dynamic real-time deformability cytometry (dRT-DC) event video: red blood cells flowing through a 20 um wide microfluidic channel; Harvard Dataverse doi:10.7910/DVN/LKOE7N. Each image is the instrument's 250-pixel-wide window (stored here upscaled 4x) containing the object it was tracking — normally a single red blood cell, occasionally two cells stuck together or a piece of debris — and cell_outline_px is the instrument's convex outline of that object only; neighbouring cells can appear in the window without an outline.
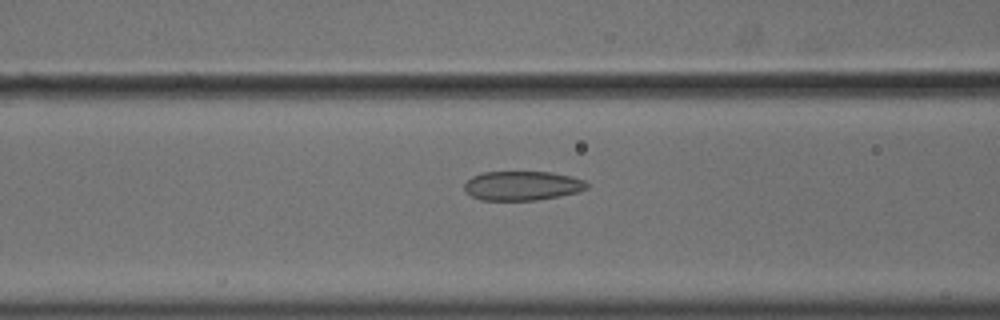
{"species": "common noctule bat (a hibernating species)", "species_latin": "Nyctalus noctula", "temperature_condition": "cold", "stored_images_in_passage": 45, "camera_frame_rate_fps": 3000, "um_per_image_px": 0.085, "animal": {"sex": "male", "body_mass_g": 18.8}, "frame": {"image": 1, "passage_image": 13, "time_ms": 4.0, "image_size_px": [1000, 320], "cell_outline_px": [[588, 188], [580, 192], [560, 196], [536, 200], [480, 200], [464, 192], [464, 184], [472, 176], [484, 172], [552, 172], [572, 176], [584, 180], [588, 184]], "centroid_in_image_um": [44.4, 15.79], "position_along_channel_um": 122.2, "area_um2": 21.1}}
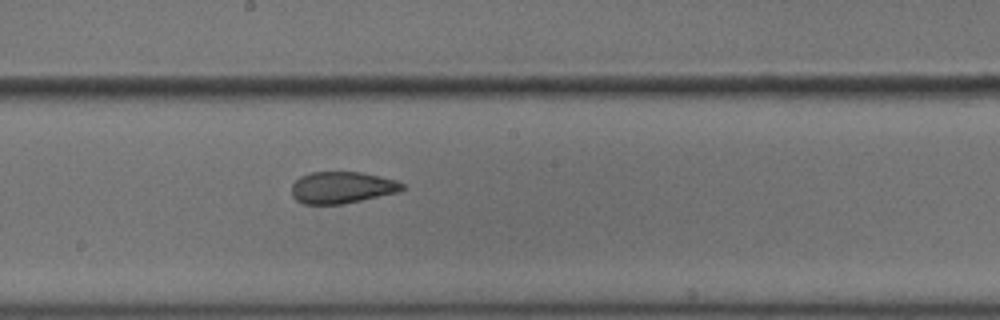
{"frame": {"image": 2, "passage_image": 21, "time_ms": 6.667, "image_size_px": [1000, 320], "cell_outline_px": [[404, 188], [400, 192], [344, 204], [304, 204], [296, 200], [292, 196], [292, 184], [300, 176], [312, 172], [360, 172], [396, 180], [404, 184]], "centroid_in_image_um": [29.07, 15.94], "position_along_channel_um": 219.1, "area_um2": 20.52}}
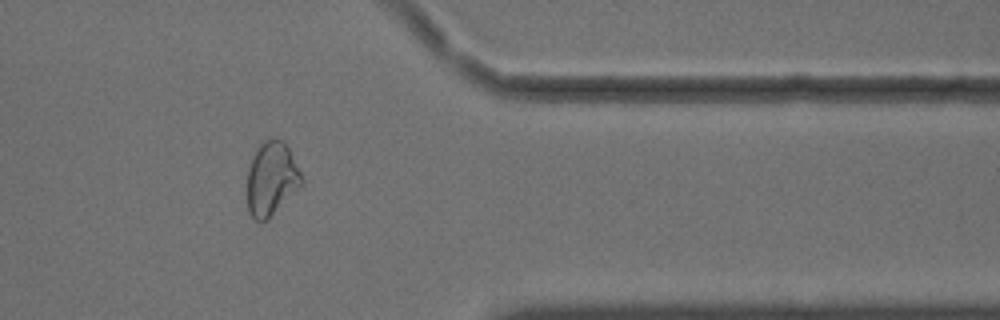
{"frame": {"image": 3, "passage_image": 36, "time_ms": 11.667, "image_size_px": [1000, 320], "cell_outline_px": [[304, 180], [268, 220], [256, 220], [248, 212], [248, 168], [256, 148], [264, 140], [272, 136], [276, 136], [288, 148]], "centroid_in_image_um": [23.05, 15.16], "position_along_channel_um": 388.4, "area_um2": 22.95}, "authors_computed_cell_mechanics": {"area_um2": 22.5998, "velocity_mm_per_s": 3.6228, "shape_relaxation_time_tau1_ms": null, "shape_relaxation_time_tau2_ms": 1.7625, "deformation_change_tau1": null, "deformation_change_tau2": 0.0728}}